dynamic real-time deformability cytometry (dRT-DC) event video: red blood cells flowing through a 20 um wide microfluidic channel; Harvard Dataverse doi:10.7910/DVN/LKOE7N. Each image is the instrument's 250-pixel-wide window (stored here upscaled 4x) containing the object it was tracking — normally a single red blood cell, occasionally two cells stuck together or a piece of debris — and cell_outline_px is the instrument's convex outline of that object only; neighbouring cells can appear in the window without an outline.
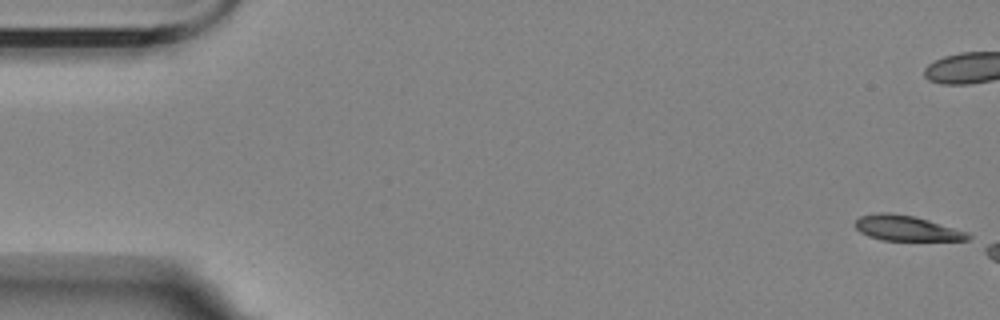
{"species": "Egyptian fruit bat (a non-hibernating species)", "species_latin": "Rousettus aegyptiacus", "temperature_condition": "room temperature", "stored_images_in_passage": 3, "camera_frame_rate_fps": 3000, "um_per_image_px": 0.085, "animal": {"sex": "female"}, "frame": {"image": 1, "passage_image": 1, "time_ms": 0.0, "image_size_px": [1000, 320], "cell_outline_px": [[972, 236], [968, 240], [880, 240], [868, 236], [860, 232], [856, 228], [856, 220], [860, 216], [880, 212], [888, 212], [912, 216], [928, 220], [968, 232]], "centroid_in_image_um": [77.04, 19.4], "position_along_channel_um": 8.0, "area_um2": 16.42}}